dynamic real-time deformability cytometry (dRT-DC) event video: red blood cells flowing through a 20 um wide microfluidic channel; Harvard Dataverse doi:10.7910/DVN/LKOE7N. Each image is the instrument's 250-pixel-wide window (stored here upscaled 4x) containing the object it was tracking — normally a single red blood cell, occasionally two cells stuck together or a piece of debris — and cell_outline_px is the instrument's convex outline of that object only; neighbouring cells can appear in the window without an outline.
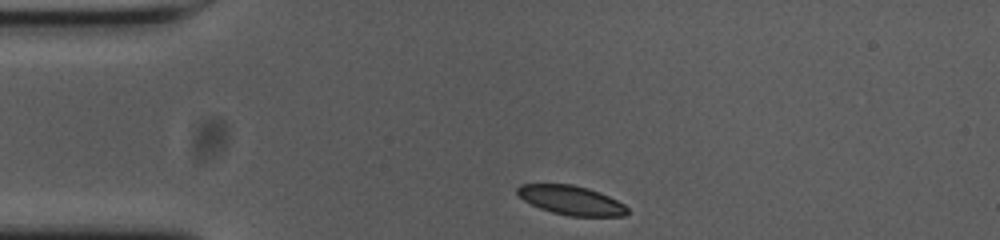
{"species": "common noctule bat (a hibernating species)", "species_latin": "Nyctalus noctula", "temperature_condition": "cold", "stored_images_in_passage": 34, "camera_frame_rate_fps": 3000, "um_per_image_px": 0.085, "animal": {"sex": "female", "body_mass_g": 23.0, "forearm_length_mm": 53.4}, "frame": {"image": 1, "passage_image": 1, "time_ms": 0.0, "image_size_px": [1000, 240], "cell_outline_px": [[628, 212], [624, 216], [568, 216], [552, 212], [540, 208], [524, 200], [516, 192], [516, 188], [520, 184], [572, 184], [588, 188], [600, 192], [624, 204], [628, 208]], "centroid_in_image_um": [48.55, 17.02], "position_along_channel_um": 36.5, "area_um2": 18.67}}
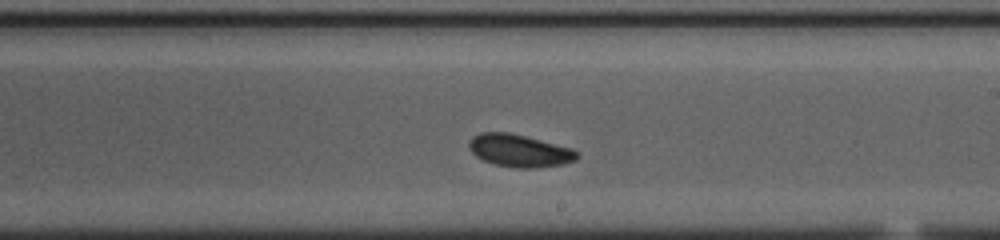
{"frame": {"image": 2, "passage_image": 21, "time_ms": 6.667, "image_size_px": [1000, 240], "cell_outline_px": [[580, 156], [576, 160], [564, 164], [536, 168], [516, 168], [492, 164], [476, 156], [468, 148], [468, 144], [472, 136], [480, 132], [508, 132], [572, 148], [580, 152]], "centroid_in_image_um": [44.16, 12.81], "position_along_channel_um": 244.8, "area_um2": 20.63}}
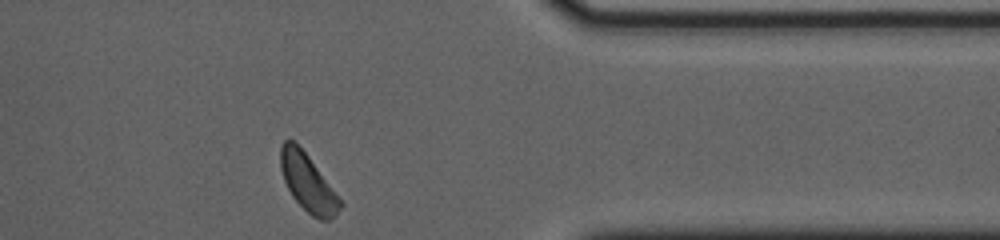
{"frame": {"image": 3, "passage_image": 34, "time_ms": 11.0, "image_size_px": [1000, 240], "cell_outline_px": [[344, 204], [336, 216], [328, 220], [320, 220], [312, 216], [292, 196], [284, 180], [280, 168], [280, 148], [284, 140], [292, 140], [308, 156]], "centroid_in_image_um": [26.17, 15.56], "position_along_channel_um": 385.2, "area_um2": 19.54}, "authors_computed_cell_mechanics": {"area_um2": 20.0855, "velocity_mm_per_s": 3.6394, "shape_relaxation_time_tau1_ms": null, "shape_relaxation_time_tau2_ms": 3.7213, "deformation_change_tau1": null, "deformation_change_tau2": 0.0754}}